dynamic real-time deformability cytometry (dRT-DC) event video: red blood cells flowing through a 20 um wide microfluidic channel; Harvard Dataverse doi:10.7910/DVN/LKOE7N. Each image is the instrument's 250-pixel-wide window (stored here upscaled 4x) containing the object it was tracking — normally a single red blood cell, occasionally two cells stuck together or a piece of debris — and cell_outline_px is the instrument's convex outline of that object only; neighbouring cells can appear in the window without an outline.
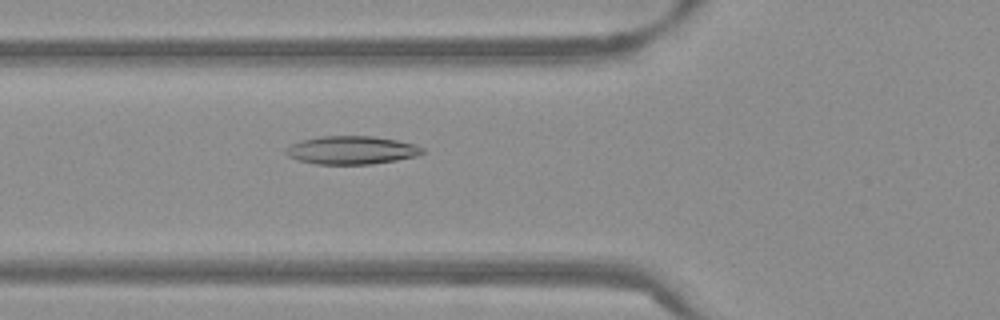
{"species": "Egyptian fruit bat (a non-hibernating species)", "species_latin": "Rousettus aegyptiacus", "temperature_condition": "warm", "stored_images_in_passage": 51, "camera_frame_rate_fps": 3000, "um_per_image_px": 0.085, "frame": {"image": 1, "passage_image": 17, "time_ms": 5.333, "image_size_px": [1000, 320], "cell_outline_px": [[424, 152], [416, 156], [396, 160], [372, 164], [316, 164], [296, 160], [288, 156], [284, 152], [284, 148], [300, 140], [320, 136], [372, 136], [396, 140], [416, 144], [424, 148]], "centroid_in_image_um": [29.85, 12.76], "position_along_channel_um": 96.0, "area_um2": 22.6}}
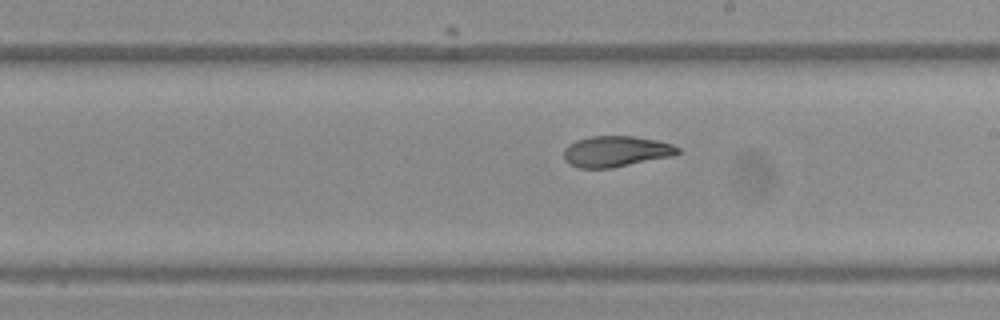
{"frame": {"image": 2, "passage_image": 28, "time_ms": 9.0, "image_size_px": [1000, 320], "cell_outline_px": [[680, 152], [672, 156], [612, 168], [580, 168], [568, 164], [564, 160], [564, 148], [568, 144], [576, 140], [592, 136], [632, 136], [656, 140], [672, 144], [680, 148]], "centroid_in_image_um": [52.33, 12.87], "position_along_channel_um": 236.7, "area_um2": 20.58}}
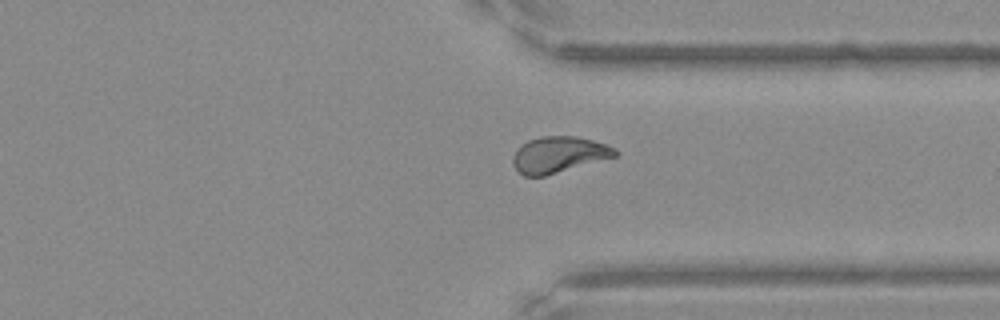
{"frame": {"image": 3, "passage_image": 38, "time_ms": 12.333, "image_size_px": [1000, 320], "cell_outline_px": [[620, 152], [616, 156], [544, 176], [524, 176], [512, 164], [512, 156], [516, 148], [520, 144], [528, 140], [540, 136], [576, 136], [592, 140], [616, 148]], "centroid_in_image_um": [47.46, 13.13], "position_along_channel_um": 363.9, "area_um2": 21.56}, "authors_computed_cell_mechanics": {"area_um2": 21.7906, "velocity_mm_per_s": 3.8172, "shape_relaxation_time_tau1_ms": null, "shape_relaxation_time_tau2_ms": 3.0578, "deformation_change_tau1": null, "deformation_change_tau2": 0.0793}}